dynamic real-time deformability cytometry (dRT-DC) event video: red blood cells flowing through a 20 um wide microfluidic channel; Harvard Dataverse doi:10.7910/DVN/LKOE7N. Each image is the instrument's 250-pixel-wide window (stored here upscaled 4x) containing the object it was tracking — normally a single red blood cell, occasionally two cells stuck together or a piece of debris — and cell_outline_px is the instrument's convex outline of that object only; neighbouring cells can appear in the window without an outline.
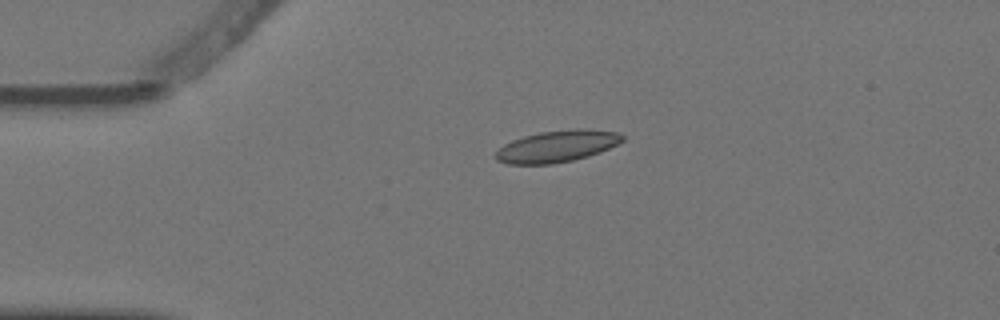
{"species": "Egyptian fruit bat (a non-hibernating species)", "species_latin": "Rousettus aegyptiacus", "temperature_condition": "warm", "stored_images_in_passage": 4, "camera_frame_rate_fps": 3000, "um_per_image_px": 0.085, "animal": {"sex": "female"}, "frame": {"image": 1, "passage_image": 3, "time_ms": 0.667, "image_size_px": [1000, 320], "cell_outline_px": [[624, 140], [600, 152], [588, 156], [572, 160], [552, 164], [508, 164], [496, 160], [496, 152], [504, 144], [512, 140], [524, 136], [540, 132], [616, 132], [624, 136]], "centroid_in_image_um": [47.24, 12.5], "position_along_channel_um": 37.8, "area_um2": 22.08}}